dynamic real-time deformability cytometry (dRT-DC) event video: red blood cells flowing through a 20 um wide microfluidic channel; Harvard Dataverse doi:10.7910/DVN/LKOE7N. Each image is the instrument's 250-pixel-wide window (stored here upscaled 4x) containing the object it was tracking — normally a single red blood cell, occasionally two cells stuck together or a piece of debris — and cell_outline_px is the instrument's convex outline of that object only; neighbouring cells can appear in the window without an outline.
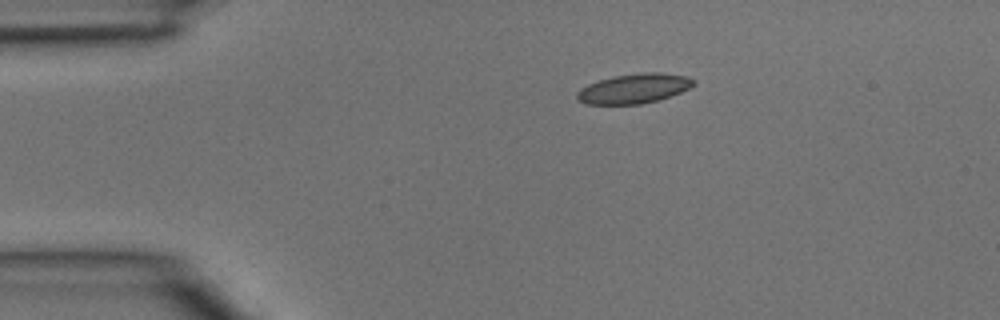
{"species": "common noctule bat (a hibernating species)", "species_latin": "Nyctalus noctula", "temperature_condition": "room temperature", "stored_images_in_passage": 3, "camera_frame_rate_fps": 3000, "um_per_image_px": 0.085, "animal": {"sex": "male", "body_mass_g": 15.6}, "frame": {"image": 1, "passage_image": 2, "time_ms": 0.333, "image_size_px": [1000, 320], "cell_outline_px": [[696, 84], [680, 92], [656, 100], [640, 104], [584, 104], [576, 96], [576, 92], [580, 88], [588, 84], [612, 76], [640, 72], [660, 72], [688, 76], [696, 80]], "centroid_in_image_um": [53.89, 7.51], "position_along_channel_um": 31.1, "area_um2": 20.17}}